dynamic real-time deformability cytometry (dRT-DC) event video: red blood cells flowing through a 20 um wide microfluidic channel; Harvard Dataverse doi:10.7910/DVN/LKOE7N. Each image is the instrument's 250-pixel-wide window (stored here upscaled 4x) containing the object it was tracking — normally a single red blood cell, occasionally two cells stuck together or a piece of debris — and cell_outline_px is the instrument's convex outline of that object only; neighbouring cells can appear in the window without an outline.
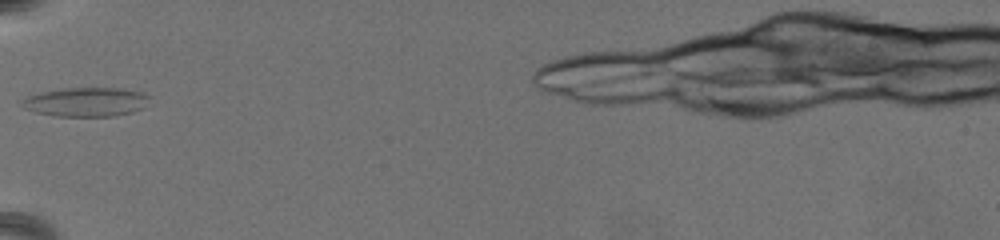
{"species": "common noctule bat (a hibernating species)", "species_latin": "Nyctalus noctula", "temperature_condition": "warm", "stored_images_in_passage": 41, "camera_frame_rate_fps": 3000, "um_per_image_px": 0.085, "animal": {"sex": "female", "body_mass_g": 19.5, "forearm_length_mm": 54.1}, "frame": {"image": 1, "passage_image": 1, "time_ms": 0.0, "image_size_px": [1000, 240], "cell_outline_px": [[148, 96], [144, 108], [132, 112], [112, 116], [52, 116], [36, 112], [24, 108], [20, 104], [20, 100], [28, 96], [40, 92], [60, 88], [124, 88], [140, 92]], "centroid_in_image_um": [7.26, 8.66], "position_along_channel_um": 77.7, "area_um2": 21.68}}
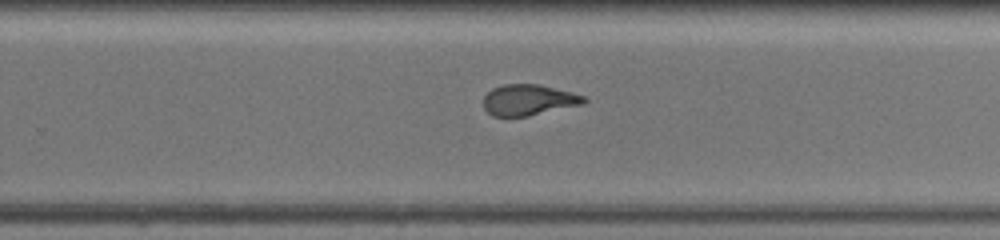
{"frame": {"image": 2, "passage_image": 21, "time_ms": 6.667, "image_size_px": [1000, 240], "cell_outline_px": [[588, 100], [584, 104], [528, 116], [492, 116], [484, 108], [484, 96], [492, 88], [504, 84], [540, 84], [572, 92], [584, 96]], "centroid_in_image_um": [44.95, 8.49], "position_along_channel_um": 284.9, "area_um2": 18.15}}
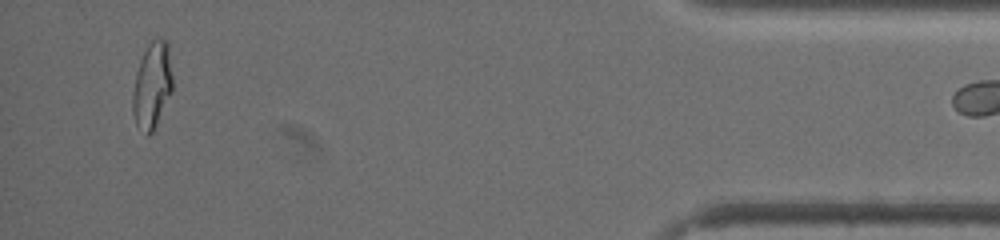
{"frame": {"image": 3, "passage_image": 40, "time_ms": 13.0, "image_size_px": [1000, 240], "cell_outline_px": [[172, 92], [152, 132], [148, 136], [136, 124], [132, 112], [132, 92], [136, 72], [140, 60], [148, 44], [156, 36], [160, 36], [168, 44], [172, 76]], "centroid_in_image_um": [12.92, 7.23], "position_along_channel_um": 422.3, "area_um2": 20.06}}